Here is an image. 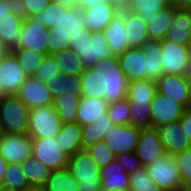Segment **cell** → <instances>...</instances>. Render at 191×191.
<instances>
[{
  "instance_id": "obj_1",
  "label": "cell",
  "mask_w": 191,
  "mask_h": 191,
  "mask_svg": "<svg viewBox=\"0 0 191 191\" xmlns=\"http://www.w3.org/2000/svg\"><path fill=\"white\" fill-rule=\"evenodd\" d=\"M161 41L147 40L139 48H129L119 56L121 70L128 83L148 79L157 81L164 75Z\"/></svg>"
},
{
  "instance_id": "obj_2",
  "label": "cell",
  "mask_w": 191,
  "mask_h": 191,
  "mask_svg": "<svg viewBox=\"0 0 191 191\" xmlns=\"http://www.w3.org/2000/svg\"><path fill=\"white\" fill-rule=\"evenodd\" d=\"M77 34H90L84 21V10L78 7L62 10L61 23L49 30L47 55L70 49V38H74Z\"/></svg>"
},
{
  "instance_id": "obj_3",
  "label": "cell",
  "mask_w": 191,
  "mask_h": 191,
  "mask_svg": "<svg viewBox=\"0 0 191 191\" xmlns=\"http://www.w3.org/2000/svg\"><path fill=\"white\" fill-rule=\"evenodd\" d=\"M157 92L155 81L148 79L128 83L127 99L131 104L130 125L137 128H151V101Z\"/></svg>"
},
{
  "instance_id": "obj_4",
  "label": "cell",
  "mask_w": 191,
  "mask_h": 191,
  "mask_svg": "<svg viewBox=\"0 0 191 191\" xmlns=\"http://www.w3.org/2000/svg\"><path fill=\"white\" fill-rule=\"evenodd\" d=\"M70 50L79 54L86 68H91L101 59L114 57L103 31L77 34L70 38Z\"/></svg>"
},
{
  "instance_id": "obj_5",
  "label": "cell",
  "mask_w": 191,
  "mask_h": 191,
  "mask_svg": "<svg viewBox=\"0 0 191 191\" xmlns=\"http://www.w3.org/2000/svg\"><path fill=\"white\" fill-rule=\"evenodd\" d=\"M67 170L78 181L79 191H102L101 168L85 149L69 157Z\"/></svg>"
},
{
  "instance_id": "obj_6",
  "label": "cell",
  "mask_w": 191,
  "mask_h": 191,
  "mask_svg": "<svg viewBox=\"0 0 191 191\" xmlns=\"http://www.w3.org/2000/svg\"><path fill=\"white\" fill-rule=\"evenodd\" d=\"M30 110L16 95L0 100V132L27 134Z\"/></svg>"
},
{
  "instance_id": "obj_7",
  "label": "cell",
  "mask_w": 191,
  "mask_h": 191,
  "mask_svg": "<svg viewBox=\"0 0 191 191\" xmlns=\"http://www.w3.org/2000/svg\"><path fill=\"white\" fill-rule=\"evenodd\" d=\"M91 69L105 71V95L108 104L126 99L128 80L120 68L118 57L101 59Z\"/></svg>"
},
{
  "instance_id": "obj_8",
  "label": "cell",
  "mask_w": 191,
  "mask_h": 191,
  "mask_svg": "<svg viewBox=\"0 0 191 191\" xmlns=\"http://www.w3.org/2000/svg\"><path fill=\"white\" fill-rule=\"evenodd\" d=\"M146 169L152 182L163 191H183L181 173L174 156L165 153Z\"/></svg>"
},
{
  "instance_id": "obj_9",
  "label": "cell",
  "mask_w": 191,
  "mask_h": 191,
  "mask_svg": "<svg viewBox=\"0 0 191 191\" xmlns=\"http://www.w3.org/2000/svg\"><path fill=\"white\" fill-rule=\"evenodd\" d=\"M62 125L63 122L53 105L31 109L27 134L31 138H55Z\"/></svg>"
},
{
  "instance_id": "obj_10",
  "label": "cell",
  "mask_w": 191,
  "mask_h": 191,
  "mask_svg": "<svg viewBox=\"0 0 191 191\" xmlns=\"http://www.w3.org/2000/svg\"><path fill=\"white\" fill-rule=\"evenodd\" d=\"M0 156L7 163L22 164L33 156L32 138L28 134L0 132Z\"/></svg>"
},
{
  "instance_id": "obj_11",
  "label": "cell",
  "mask_w": 191,
  "mask_h": 191,
  "mask_svg": "<svg viewBox=\"0 0 191 191\" xmlns=\"http://www.w3.org/2000/svg\"><path fill=\"white\" fill-rule=\"evenodd\" d=\"M33 157L50 171L67 168L69 156L59 147L55 138H32Z\"/></svg>"
},
{
  "instance_id": "obj_12",
  "label": "cell",
  "mask_w": 191,
  "mask_h": 191,
  "mask_svg": "<svg viewBox=\"0 0 191 191\" xmlns=\"http://www.w3.org/2000/svg\"><path fill=\"white\" fill-rule=\"evenodd\" d=\"M49 30L44 25L34 21L31 17L24 18L20 37L13 48H24L47 55Z\"/></svg>"
},
{
  "instance_id": "obj_13",
  "label": "cell",
  "mask_w": 191,
  "mask_h": 191,
  "mask_svg": "<svg viewBox=\"0 0 191 191\" xmlns=\"http://www.w3.org/2000/svg\"><path fill=\"white\" fill-rule=\"evenodd\" d=\"M161 48L164 74L186 75L189 67L191 47L163 39Z\"/></svg>"
},
{
  "instance_id": "obj_14",
  "label": "cell",
  "mask_w": 191,
  "mask_h": 191,
  "mask_svg": "<svg viewBox=\"0 0 191 191\" xmlns=\"http://www.w3.org/2000/svg\"><path fill=\"white\" fill-rule=\"evenodd\" d=\"M153 127L180 120L186 108L169 96L156 92L150 104Z\"/></svg>"
},
{
  "instance_id": "obj_15",
  "label": "cell",
  "mask_w": 191,
  "mask_h": 191,
  "mask_svg": "<svg viewBox=\"0 0 191 191\" xmlns=\"http://www.w3.org/2000/svg\"><path fill=\"white\" fill-rule=\"evenodd\" d=\"M27 78L12 51L0 60V84L6 95H15Z\"/></svg>"
},
{
  "instance_id": "obj_16",
  "label": "cell",
  "mask_w": 191,
  "mask_h": 191,
  "mask_svg": "<svg viewBox=\"0 0 191 191\" xmlns=\"http://www.w3.org/2000/svg\"><path fill=\"white\" fill-rule=\"evenodd\" d=\"M139 131L140 128L130 124L114 125L106 133L103 141L116 156L127 152H134L136 150Z\"/></svg>"
},
{
  "instance_id": "obj_17",
  "label": "cell",
  "mask_w": 191,
  "mask_h": 191,
  "mask_svg": "<svg viewBox=\"0 0 191 191\" xmlns=\"http://www.w3.org/2000/svg\"><path fill=\"white\" fill-rule=\"evenodd\" d=\"M135 153L144 167L165 154L156 127L140 129Z\"/></svg>"
},
{
  "instance_id": "obj_18",
  "label": "cell",
  "mask_w": 191,
  "mask_h": 191,
  "mask_svg": "<svg viewBox=\"0 0 191 191\" xmlns=\"http://www.w3.org/2000/svg\"><path fill=\"white\" fill-rule=\"evenodd\" d=\"M29 110L53 105L54 98L48 86L35 77H28L15 94Z\"/></svg>"
},
{
  "instance_id": "obj_19",
  "label": "cell",
  "mask_w": 191,
  "mask_h": 191,
  "mask_svg": "<svg viewBox=\"0 0 191 191\" xmlns=\"http://www.w3.org/2000/svg\"><path fill=\"white\" fill-rule=\"evenodd\" d=\"M157 91L188 107L191 95V81L186 75L164 74L156 81Z\"/></svg>"
},
{
  "instance_id": "obj_20",
  "label": "cell",
  "mask_w": 191,
  "mask_h": 191,
  "mask_svg": "<svg viewBox=\"0 0 191 191\" xmlns=\"http://www.w3.org/2000/svg\"><path fill=\"white\" fill-rule=\"evenodd\" d=\"M164 153L175 155L191 147V142L182 131L180 120L157 127Z\"/></svg>"
},
{
  "instance_id": "obj_21",
  "label": "cell",
  "mask_w": 191,
  "mask_h": 191,
  "mask_svg": "<svg viewBox=\"0 0 191 191\" xmlns=\"http://www.w3.org/2000/svg\"><path fill=\"white\" fill-rule=\"evenodd\" d=\"M120 10L112 2L96 4L84 10L86 28L90 32L103 31L110 24L111 20L119 14Z\"/></svg>"
},
{
  "instance_id": "obj_22",
  "label": "cell",
  "mask_w": 191,
  "mask_h": 191,
  "mask_svg": "<svg viewBox=\"0 0 191 191\" xmlns=\"http://www.w3.org/2000/svg\"><path fill=\"white\" fill-rule=\"evenodd\" d=\"M130 186L129 174L117 159L101 168L102 191H130Z\"/></svg>"
},
{
  "instance_id": "obj_23",
  "label": "cell",
  "mask_w": 191,
  "mask_h": 191,
  "mask_svg": "<svg viewBox=\"0 0 191 191\" xmlns=\"http://www.w3.org/2000/svg\"><path fill=\"white\" fill-rule=\"evenodd\" d=\"M103 33L114 57L123 55L129 49L124 26V8L111 20Z\"/></svg>"
},
{
  "instance_id": "obj_24",
  "label": "cell",
  "mask_w": 191,
  "mask_h": 191,
  "mask_svg": "<svg viewBox=\"0 0 191 191\" xmlns=\"http://www.w3.org/2000/svg\"><path fill=\"white\" fill-rule=\"evenodd\" d=\"M124 26L129 48H139L149 39L147 23L136 13L124 9Z\"/></svg>"
},
{
  "instance_id": "obj_25",
  "label": "cell",
  "mask_w": 191,
  "mask_h": 191,
  "mask_svg": "<svg viewBox=\"0 0 191 191\" xmlns=\"http://www.w3.org/2000/svg\"><path fill=\"white\" fill-rule=\"evenodd\" d=\"M108 105L105 99H94L88 96H81L76 122L81 127L93 124L94 121L102 118V115L107 112Z\"/></svg>"
},
{
  "instance_id": "obj_26",
  "label": "cell",
  "mask_w": 191,
  "mask_h": 191,
  "mask_svg": "<svg viewBox=\"0 0 191 191\" xmlns=\"http://www.w3.org/2000/svg\"><path fill=\"white\" fill-rule=\"evenodd\" d=\"M190 19L187 10H174L173 22L168 29L164 39L191 47Z\"/></svg>"
},
{
  "instance_id": "obj_27",
  "label": "cell",
  "mask_w": 191,
  "mask_h": 191,
  "mask_svg": "<svg viewBox=\"0 0 191 191\" xmlns=\"http://www.w3.org/2000/svg\"><path fill=\"white\" fill-rule=\"evenodd\" d=\"M105 71L86 68L81 74L80 95L96 99H104Z\"/></svg>"
},
{
  "instance_id": "obj_28",
  "label": "cell",
  "mask_w": 191,
  "mask_h": 191,
  "mask_svg": "<svg viewBox=\"0 0 191 191\" xmlns=\"http://www.w3.org/2000/svg\"><path fill=\"white\" fill-rule=\"evenodd\" d=\"M59 147L72 157L82 150L81 126L75 123H63L61 130L55 137Z\"/></svg>"
},
{
  "instance_id": "obj_29",
  "label": "cell",
  "mask_w": 191,
  "mask_h": 191,
  "mask_svg": "<svg viewBox=\"0 0 191 191\" xmlns=\"http://www.w3.org/2000/svg\"><path fill=\"white\" fill-rule=\"evenodd\" d=\"M24 17L18 8L0 20V39L11 50L18 42Z\"/></svg>"
},
{
  "instance_id": "obj_30",
  "label": "cell",
  "mask_w": 191,
  "mask_h": 191,
  "mask_svg": "<svg viewBox=\"0 0 191 191\" xmlns=\"http://www.w3.org/2000/svg\"><path fill=\"white\" fill-rule=\"evenodd\" d=\"M81 99L79 93H60L53 102V107L57 111L63 123H75L77 121L78 105Z\"/></svg>"
},
{
  "instance_id": "obj_31",
  "label": "cell",
  "mask_w": 191,
  "mask_h": 191,
  "mask_svg": "<svg viewBox=\"0 0 191 191\" xmlns=\"http://www.w3.org/2000/svg\"><path fill=\"white\" fill-rule=\"evenodd\" d=\"M174 10V6L169 5L163 10H160L158 15L150 18L147 22V31L150 40L162 41L165 38L166 33L173 22Z\"/></svg>"
},
{
  "instance_id": "obj_32",
  "label": "cell",
  "mask_w": 191,
  "mask_h": 191,
  "mask_svg": "<svg viewBox=\"0 0 191 191\" xmlns=\"http://www.w3.org/2000/svg\"><path fill=\"white\" fill-rule=\"evenodd\" d=\"M55 62L58 63L59 72L62 75L82 74L86 69L85 64L79 54L70 49L52 54Z\"/></svg>"
},
{
  "instance_id": "obj_33",
  "label": "cell",
  "mask_w": 191,
  "mask_h": 191,
  "mask_svg": "<svg viewBox=\"0 0 191 191\" xmlns=\"http://www.w3.org/2000/svg\"><path fill=\"white\" fill-rule=\"evenodd\" d=\"M48 90L52 93L53 98L60 96V93H79L81 85V74L76 75H62L52 77L45 82Z\"/></svg>"
},
{
  "instance_id": "obj_34",
  "label": "cell",
  "mask_w": 191,
  "mask_h": 191,
  "mask_svg": "<svg viewBox=\"0 0 191 191\" xmlns=\"http://www.w3.org/2000/svg\"><path fill=\"white\" fill-rule=\"evenodd\" d=\"M43 187L46 191H79L78 181L67 168L51 171Z\"/></svg>"
},
{
  "instance_id": "obj_35",
  "label": "cell",
  "mask_w": 191,
  "mask_h": 191,
  "mask_svg": "<svg viewBox=\"0 0 191 191\" xmlns=\"http://www.w3.org/2000/svg\"><path fill=\"white\" fill-rule=\"evenodd\" d=\"M169 5L165 0H129L124 9L136 13L147 23L150 18L158 15L160 10Z\"/></svg>"
},
{
  "instance_id": "obj_36",
  "label": "cell",
  "mask_w": 191,
  "mask_h": 191,
  "mask_svg": "<svg viewBox=\"0 0 191 191\" xmlns=\"http://www.w3.org/2000/svg\"><path fill=\"white\" fill-rule=\"evenodd\" d=\"M22 166L29 187L44 186L51 171L40 160L32 156L25 160Z\"/></svg>"
},
{
  "instance_id": "obj_37",
  "label": "cell",
  "mask_w": 191,
  "mask_h": 191,
  "mask_svg": "<svg viewBox=\"0 0 191 191\" xmlns=\"http://www.w3.org/2000/svg\"><path fill=\"white\" fill-rule=\"evenodd\" d=\"M11 51L16 55L20 66L28 77H34L46 56L24 48H12Z\"/></svg>"
},
{
  "instance_id": "obj_38",
  "label": "cell",
  "mask_w": 191,
  "mask_h": 191,
  "mask_svg": "<svg viewBox=\"0 0 191 191\" xmlns=\"http://www.w3.org/2000/svg\"><path fill=\"white\" fill-rule=\"evenodd\" d=\"M62 10H70L67 7L60 5L58 2L51 1L46 9L36 13L31 18L46 28L51 29L58 27L62 20Z\"/></svg>"
},
{
  "instance_id": "obj_39",
  "label": "cell",
  "mask_w": 191,
  "mask_h": 191,
  "mask_svg": "<svg viewBox=\"0 0 191 191\" xmlns=\"http://www.w3.org/2000/svg\"><path fill=\"white\" fill-rule=\"evenodd\" d=\"M2 187L25 191L29 188L22 164L7 163Z\"/></svg>"
},
{
  "instance_id": "obj_40",
  "label": "cell",
  "mask_w": 191,
  "mask_h": 191,
  "mask_svg": "<svg viewBox=\"0 0 191 191\" xmlns=\"http://www.w3.org/2000/svg\"><path fill=\"white\" fill-rule=\"evenodd\" d=\"M130 109V101L126 98L110 103L107 113L115 125H128L130 124Z\"/></svg>"
},
{
  "instance_id": "obj_41",
  "label": "cell",
  "mask_w": 191,
  "mask_h": 191,
  "mask_svg": "<svg viewBox=\"0 0 191 191\" xmlns=\"http://www.w3.org/2000/svg\"><path fill=\"white\" fill-rule=\"evenodd\" d=\"M130 191H163L155 183L152 182L146 167H141L136 172L129 174Z\"/></svg>"
},
{
  "instance_id": "obj_42",
  "label": "cell",
  "mask_w": 191,
  "mask_h": 191,
  "mask_svg": "<svg viewBox=\"0 0 191 191\" xmlns=\"http://www.w3.org/2000/svg\"><path fill=\"white\" fill-rule=\"evenodd\" d=\"M85 150L97 162L100 168L116 159V155L104 141L91 145L85 148Z\"/></svg>"
},
{
  "instance_id": "obj_43",
  "label": "cell",
  "mask_w": 191,
  "mask_h": 191,
  "mask_svg": "<svg viewBox=\"0 0 191 191\" xmlns=\"http://www.w3.org/2000/svg\"><path fill=\"white\" fill-rule=\"evenodd\" d=\"M173 156L181 173L183 191H186L191 186V147Z\"/></svg>"
},
{
  "instance_id": "obj_44",
  "label": "cell",
  "mask_w": 191,
  "mask_h": 191,
  "mask_svg": "<svg viewBox=\"0 0 191 191\" xmlns=\"http://www.w3.org/2000/svg\"><path fill=\"white\" fill-rule=\"evenodd\" d=\"M58 63L55 62V59L52 55H46L41 66L38 68V71L35 73L34 77L41 81L47 82L54 76H58L60 74Z\"/></svg>"
},
{
  "instance_id": "obj_45",
  "label": "cell",
  "mask_w": 191,
  "mask_h": 191,
  "mask_svg": "<svg viewBox=\"0 0 191 191\" xmlns=\"http://www.w3.org/2000/svg\"><path fill=\"white\" fill-rule=\"evenodd\" d=\"M51 0H17L18 11L29 18L46 9Z\"/></svg>"
},
{
  "instance_id": "obj_46",
  "label": "cell",
  "mask_w": 191,
  "mask_h": 191,
  "mask_svg": "<svg viewBox=\"0 0 191 191\" xmlns=\"http://www.w3.org/2000/svg\"><path fill=\"white\" fill-rule=\"evenodd\" d=\"M116 159L121 163L128 174L136 172L143 167L135 151L117 155Z\"/></svg>"
},
{
  "instance_id": "obj_47",
  "label": "cell",
  "mask_w": 191,
  "mask_h": 191,
  "mask_svg": "<svg viewBox=\"0 0 191 191\" xmlns=\"http://www.w3.org/2000/svg\"><path fill=\"white\" fill-rule=\"evenodd\" d=\"M81 139L83 149L102 141V137H98V130L94 124L81 127Z\"/></svg>"
},
{
  "instance_id": "obj_48",
  "label": "cell",
  "mask_w": 191,
  "mask_h": 191,
  "mask_svg": "<svg viewBox=\"0 0 191 191\" xmlns=\"http://www.w3.org/2000/svg\"><path fill=\"white\" fill-rule=\"evenodd\" d=\"M93 124L94 127L98 130V137H102V141L109 129L115 125L107 112L102 115V118L94 121Z\"/></svg>"
},
{
  "instance_id": "obj_49",
  "label": "cell",
  "mask_w": 191,
  "mask_h": 191,
  "mask_svg": "<svg viewBox=\"0 0 191 191\" xmlns=\"http://www.w3.org/2000/svg\"><path fill=\"white\" fill-rule=\"evenodd\" d=\"M17 8V0H0V20Z\"/></svg>"
},
{
  "instance_id": "obj_50",
  "label": "cell",
  "mask_w": 191,
  "mask_h": 191,
  "mask_svg": "<svg viewBox=\"0 0 191 191\" xmlns=\"http://www.w3.org/2000/svg\"><path fill=\"white\" fill-rule=\"evenodd\" d=\"M180 123L183 127L182 133L189 138L191 142V111L186 109L183 116L180 118Z\"/></svg>"
},
{
  "instance_id": "obj_51",
  "label": "cell",
  "mask_w": 191,
  "mask_h": 191,
  "mask_svg": "<svg viewBox=\"0 0 191 191\" xmlns=\"http://www.w3.org/2000/svg\"><path fill=\"white\" fill-rule=\"evenodd\" d=\"M110 2L109 0H78V8L86 10L96 4Z\"/></svg>"
},
{
  "instance_id": "obj_52",
  "label": "cell",
  "mask_w": 191,
  "mask_h": 191,
  "mask_svg": "<svg viewBox=\"0 0 191 191\" xmlns=\"http://www.w3.org/2000/svg\"><path fill=\"white\" fill-rule=\"evenodd\" d=\"M171 5L176 10H188L191 8V0H173Z\"/></svg>"
},
{
  "instance_id": "obj_53",
  "label": "cell",
  "mask_w": 191,
  "mask_h": 191,
  "mask_svg": "<svg viewBox=\"0 0 191 191\" xmlns=\"http://www.w3.org/2000/svg\"><path fill=\"white\" fill-rule=\"evenodd\" d=\"M58 2L60 5L67 7L69 9H74L78 7V0H51Z\"/></svg>"
},
{
  "instance_id": "obj_54",
  "label": "cell",
  "mask_w": 191,
  "mask_h": 191,
  "mask_svg": "<svg viewBox=\"0 0 191 191\" xmlns=\"http://www.w3.org/2000/svg\"><path fill=\"white\" fill-rule=\"evenodd\" d=\"M7 162L0 156V186L3 183L4 171L6 170Z\"/></svg>"
},
{
  "instance_id": "obj_55",
  "label": "cell",
  "mask_w": 191,
  "mask_h": 191,
  "mask_svg": "<svg viewBox=\"0 0 191 191\" xmlns=\"http://www.w3.org/2000/svg\"><path fill=\"white\" fill-rule=\"evenodd\" d=\"M11 50L4 44V42L0 39V60Z\"/></svg>"
},
{
  "instance_id": "obj_56",
  "label": "cell",
  "mask_w": 191,
  "mask_h": 191,
  "mask_svg": "<svg viewBox=\"0 0 191 191\" xmlns=\"http://www.w3.org/2000/svg\"><path fill=\"white\" fill-rule=\"evenodd\" d=\"M110 2L116 4L120 9L125 8L129 0H109Z\"/></svg>"
},
{
  "instance_id": "obj_57",
  "label": "cell",
  "mask_w": 191,
  "mask_h": 191,
  "mask_svg": "<svg viewBox=\"0 0 191 191\" xmlns=\"http://www.w3.org/2000/svg\"><path fill=\"white\" fill-rule=\"evenodd\" d=\"M25 191H46L43 186L29 187Z\"/></svg>"
},
{
  "instance_id": "obj_58",
  "label": "cell",
  "mask_w": 191,
  "mask_h": 191,
  "mask_svg": "<svg viewBox=\"0 0 191 191\" xmlns=\"http://www.w3.org/2000/svg\"><path fill=\"white\" fill-rule=\"evenodd\" d=\"M186 76L191 81V54H190V58H189V67H188V72H187Z\"/></svg>"
},
{
  "instance_id": "obj_59",
  "label": "cell",
  "mask_w": 191,
  "mask_h": 191,
  "mask_svg": "<svg viewBox=\"0 0 191 191\" xmlns=\"http://www.w3.org/2000/svg\"><path fill=\"white\" fill-rule=\"evenodd\" d=\"M0 191H21V190L13 189V188H5V187L0 186Z\"/></svg>"
},
{
  "instance_id": "obj_60",
  "label": "cell",
  "mask_w": 191,
  "mask_h": 191,
  "mask_svg": "<svg viewBox=\"0 0 191 191\" xmlns=\"http://www.w3.org/2000/svg\"><path fill=\"white\" fill-rule=\"evenodd\" d=\"M5 96H6V94H5V92L3 91L2 87H1V84H0V100H1L3 97H5Z\"/></svg>"
},
{
  "instance_id": "obj_61",
  "label": "cell",
  "mask_w": 191,
  "mask_h": 191,
  "mask_svg": "<svg viewBox=\"0 0 191 191\" xmlns=\"http://www.w3.org/2000/svg\"><path fill=\"white\" fill-rule=\"evenodd\" d=\"M188 11V16H189V19H190V22H191V8L187 10ZM190 35H191V23H190Z\"/></svg>"
},
{
  "instance_id": "obj_62",
  "label": "cell",
  "mask_w": 191,
  "mask_h": 191,
  "mask_svg": "<svg viewBox=\"0 0 191 191\" xmlns=\"http://www.w3.org/2000/svg\"><path fill=\"white\" fill-rule=\"evenodd\" d=\"M187 109H189L191 111V95H190V101H189Z\"/></svg>"
},
{
  "instance_id": "obj_63",
  "label": "cell",
  "mask_w": 191,
  "mask_h": 191,
  "mask_svg": "<svg viewBox=\"0 0 191 191\" xmlns=\"http://www.w3.org/2000/svg\"><path fill=\"white\" fill-rule=\"evenodd\" d=\"M166 2H168L170 5L172 4L173 0H165Z\"/></svg>"
}]
</instances>
